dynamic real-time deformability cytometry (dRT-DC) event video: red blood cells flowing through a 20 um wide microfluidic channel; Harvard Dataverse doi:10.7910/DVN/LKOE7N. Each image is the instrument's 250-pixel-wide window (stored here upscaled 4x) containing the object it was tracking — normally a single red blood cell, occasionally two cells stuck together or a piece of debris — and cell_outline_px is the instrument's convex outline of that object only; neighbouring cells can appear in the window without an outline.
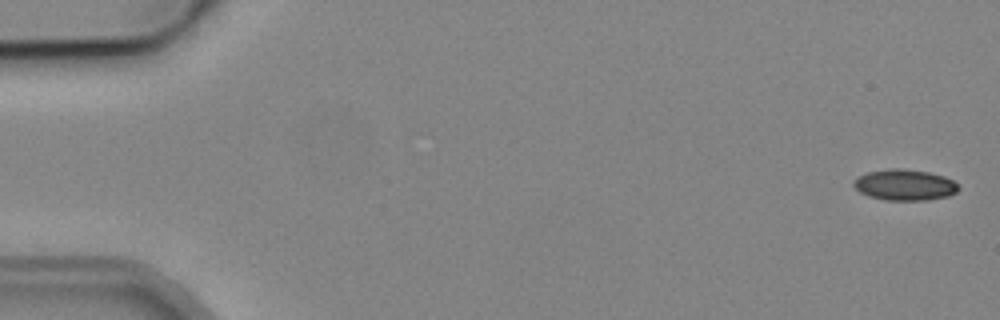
{"species": "common noctule bat (a hibernating species)", "species_latin": "Nyctalus noctula", "temperature_condition": "cold", "stored_images_in_passage": 6, "camera_frame_rate_fps": 3000, "um_per_image_px": 0.085, "animal": {"sex": "male", "body_mass_g": 19.2, "forearm_length_mm": 51.8}, "frame": {"image": 1, "passage_image": 1, "time_ms": 0.0, "image_size_px": [1000, 320], "cell_outline_px": [[960, 188], [956, 192], [948, 196], [928, 200], [884, 200], [868, 196], [860, 192], [852, 184], [860, 176], [868, 172], [892, 168], [900, 168], [928, 172], [944, 176], [952, 180]], "centroid_in_image_um": [76.91, 15.72], "position_along_channel_um": 8.1, "area_um2": 18.79}}